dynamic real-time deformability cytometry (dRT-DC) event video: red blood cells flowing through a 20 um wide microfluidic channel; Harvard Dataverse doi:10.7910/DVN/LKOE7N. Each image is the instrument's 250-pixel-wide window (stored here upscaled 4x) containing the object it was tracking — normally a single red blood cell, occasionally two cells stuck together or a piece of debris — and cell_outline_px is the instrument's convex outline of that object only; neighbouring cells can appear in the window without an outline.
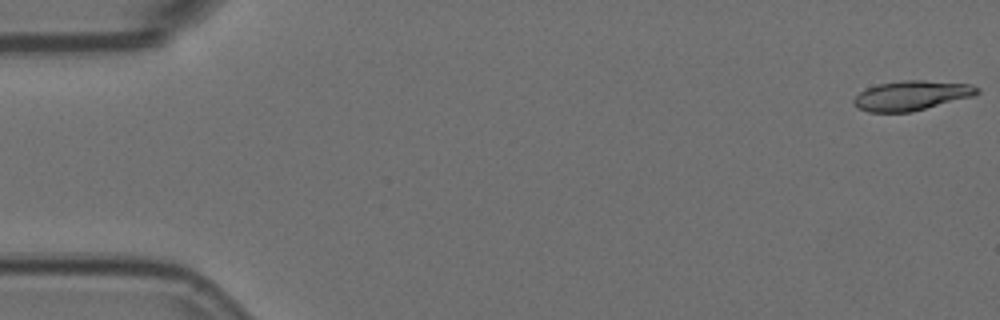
{"species": "Egyptian fruit bat (a non-hibernating species)", "species_latin": "Rousettus aegyptiacus", "temperature_condition": "room temperature", "stored_images_in_passage": 6, "segment_of_instrument_passage": [1, 2], "camera_frame_rate_fps": 3000, "um_per_image_px": 0.085, "animal": {"sex": "female"}, "frame": {"image": 1, "passage_image": 1, "time_ms": 0.0, "image_size_px": [1000, 320], "cell_outline_px": [[980, 92], [976, 96], [912, 112], [868, 112], [856, 108], [852, 104], [852, 100], [860, 92], [868, 88], [880, 84], [904, 80], [924, 80], [972, 84], [980, 88]], "centroid_in_image_um": [77.52, 8.13], "position_along_channel_um": 7.5, "area_um2": 21.62}}
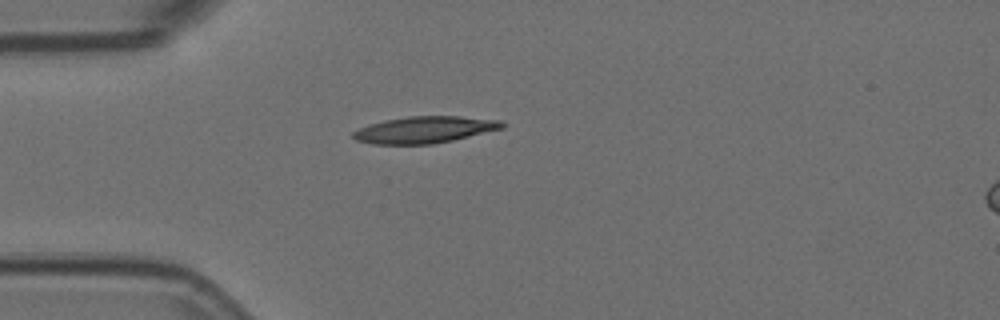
{"frame": {"image": 2, "passage_image": 5, "time_ms": 1.333, "image_size_px": [1000, 320], "cell_outline_px": [[504, 128], [452, 140], [432, 144], [372, 144], [356, 140], [352, 136], [352, 132], [368, 124], [384, 120], [408, 116], [460, 116], [500, 120], [504, 124]], "centroid_in_image_um": [36.06, 11.02], "position_along_channel_um": 48.9, "area_um2": 23.12}}